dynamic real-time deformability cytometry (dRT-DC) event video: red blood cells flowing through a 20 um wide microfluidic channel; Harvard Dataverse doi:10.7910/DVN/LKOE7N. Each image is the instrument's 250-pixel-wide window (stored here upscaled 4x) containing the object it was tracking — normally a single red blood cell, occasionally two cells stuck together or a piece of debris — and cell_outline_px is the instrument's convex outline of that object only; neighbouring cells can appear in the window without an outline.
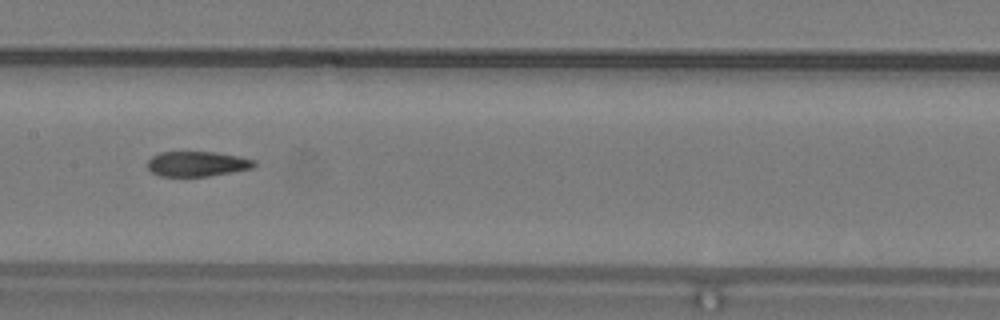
{"species": "common noctule bat (a hibernating species)", "species_latin": "Nyctalus noctula", "temperature_condition": "warm", "stored_images_in_passage": 35, "camera_frame_rate_fps": 3000, "um_per_image_px": 0.085, "animal": {"sex": "male", "body_mass_g": 19.2, "forearm_length_mm": 51.8}, "frame": {"image": 1, "passage_image": 11, "time_ms": 3.333, "image_size_px": [1000, 320], "cell_outline_px": [[256, 164], [252, 168], [208, 176], [160, 176], [152, 172], [148, 168], [148, 160], [152, 156], [160, 152], [216, 152], [240, 156], [256, 160]], "centroid_in_image_um": [16.77, 13.92], "position_along_channel_um": 190.6, "area_um2": 15.55}}
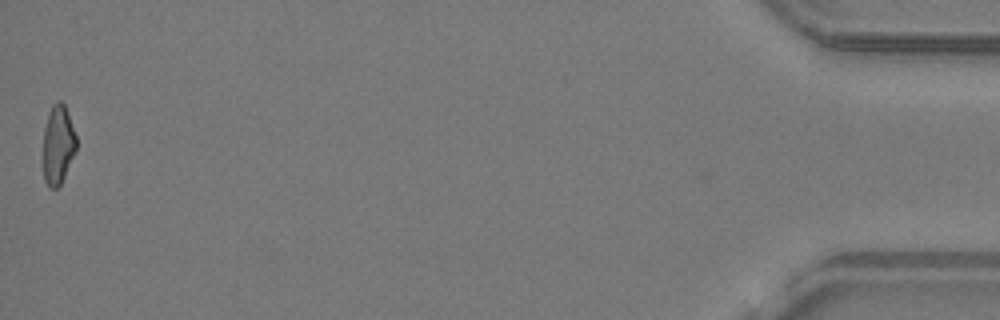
{"frame": {"image": 2, "passage_image": 35, "time_ms": 11.333, "image_size_px": [1000, 320], "cell_outline_px": [[76, 152], [60, 184], [56, 188], [48, 188], [44, 180], [44, 128], [52, 104], [56, 100], [60, 100], [64, 104], [76, 136]], "centroid_in_image_um": [4.93, 12.3], "position_along_channel_um": 430.3, "area_um2": 15.09}, "authors_computed_cell_mechanics": {"area_um2": 16.5308, "velocity_mm_per_s": 4.2299, "shape_relaxation_time_tau1_ms": 9.1945, "shape_relaxation_time_tau2_ms": 3.5443, "deformation_change_tau1": 0.2216, "deformation_change_tau2": 0.128}}